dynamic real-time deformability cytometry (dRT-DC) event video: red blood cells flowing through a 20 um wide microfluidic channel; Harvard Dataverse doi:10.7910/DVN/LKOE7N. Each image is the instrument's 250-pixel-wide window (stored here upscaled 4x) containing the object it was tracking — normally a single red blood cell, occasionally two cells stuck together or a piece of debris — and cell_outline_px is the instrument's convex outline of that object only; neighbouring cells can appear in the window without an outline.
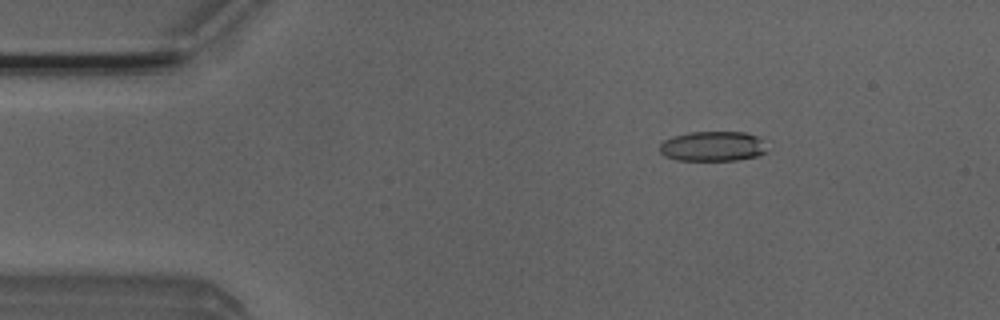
{"species": "Egyptian fruit bat (a non-hibernating species)", "species_latin": "Rousettus aegyptiacus", "temperature_condition": "room temperature", "stored_images_in_passage": 9, "camera_frame_rate_fps": 3000, "um_per_image_px": 0.085, "animal": {"sex": "male"}, "frame": {"image": 1, "passage_image": 2, "time_ms": 0.333, "image_size_px": [1000, 320], "cell_outline_px": [[772, 140], [768, 152], [760, 156], [736, 160], [676, 160], [664, 156], [660, 152], [660, 144], [664, 140], [672, 136], [688, 132], [744, 132]], "centroid_in_image_um": [60.73, 12.43], "position_along_channel_um": 24.3, "area_um2": 19.54}}